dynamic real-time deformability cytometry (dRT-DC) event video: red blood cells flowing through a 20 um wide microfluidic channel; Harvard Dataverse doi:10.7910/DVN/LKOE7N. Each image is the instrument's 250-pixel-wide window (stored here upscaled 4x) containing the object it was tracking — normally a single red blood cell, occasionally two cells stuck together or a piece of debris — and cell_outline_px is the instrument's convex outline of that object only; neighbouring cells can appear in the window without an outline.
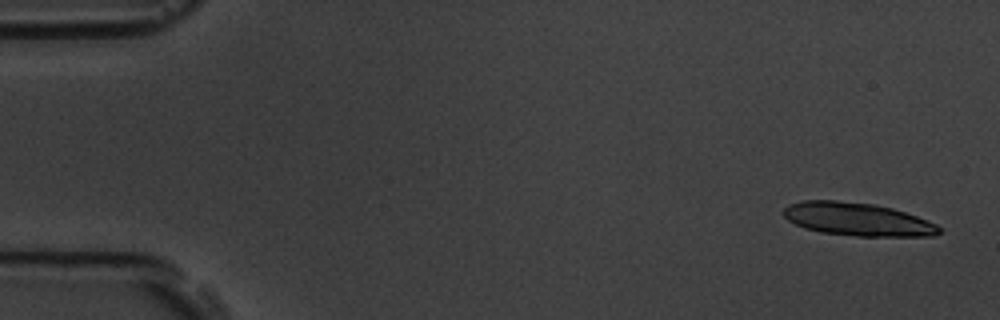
{"species": "common noctule bat (a hibernating species)", "species_latin": "Nyctalus noctula", "temperature_condition": "room temperature", "stored_images_in_passage": 3, "camera_frame_rate_fps": 3000, "um_per_image_px": 0.085, "animal": {"sex": "male", "body_mass_g": 19.5, "forearm_length_mm": 54.6}, "frame": {"image": 1, "passage_image": 1, "time_ms": 0.0, "image_size_px": [1000, 320], "cell_outline_px": [[940, 232], [936, 236], [856, 236], [820, 232], [804, 228], [788, 220], [784, 216], [784, 208], [788, 204], [804, 200], [836, 200], [876, 204], [892, 208], [916, 216], [936, 224], [940, 228]], "centroid_in_image_um": [72.87, 18.63], "position_along_channel_um": 12.1, "area_um2": 30.0}}